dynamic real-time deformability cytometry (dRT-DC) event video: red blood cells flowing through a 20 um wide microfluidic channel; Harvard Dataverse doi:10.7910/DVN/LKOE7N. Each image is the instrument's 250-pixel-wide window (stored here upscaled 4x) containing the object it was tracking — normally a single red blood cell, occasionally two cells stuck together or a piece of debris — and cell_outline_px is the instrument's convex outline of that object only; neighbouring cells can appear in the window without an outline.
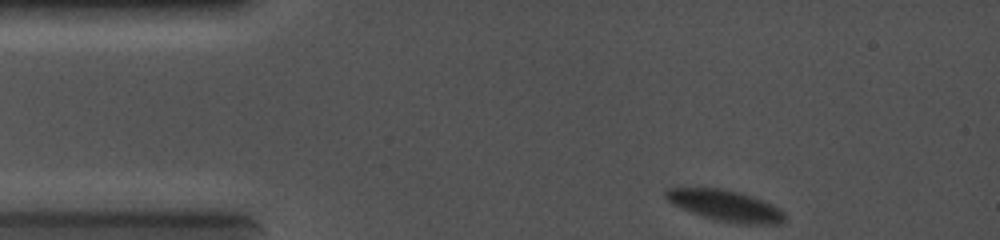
{"species": "common noctule bat (a hibernating species)", "species_latin": "Nyctalus noctula", "temperature_condition": "cold", "stored_images_in_passage": 29, "camera_frame_rate_fps": 5000, "um_per_image_px": 0.085, "animal": {"sex": "female", "body_mass_g": 19.0, "forearm_length_mm": 56.7}, "frame": {"image": 1, "passage_image": 1, "time_ms": 0.0, "image_size_px": [1000, 240], "cell_outline_px": [[788, 216], [780, 224], [740, 224], [716, 220], [692, 212], [668, 200], [664, 196], [664, 192], [668, 188], [724, 188], [740, 192], [752, 196], [772, 204], [780, 208]], "centroid_in_image_um": [61.74, 17.48], "position_along_channel_um": 23.3, "area_um2": 21.44}}
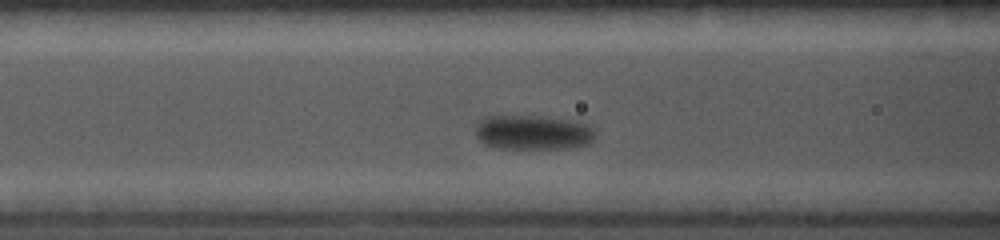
{"frame": {"image": 2, "passage_image": 29, "time_ms": 3.6, "image_size_px": [1000, 240], "cell_outline_px": [[596, 136], [588, 144], [568, 148], [500, 148], [484, 144], [476, 136], [476, 124], [480, 120], [488, 116], [540, 116], [580, 120], [588, 124], [596, 132]], "centroid_in_image_um": [45.35, 11.24], "position_along_channel_um": 121.2, "area_um2": 24.39}}